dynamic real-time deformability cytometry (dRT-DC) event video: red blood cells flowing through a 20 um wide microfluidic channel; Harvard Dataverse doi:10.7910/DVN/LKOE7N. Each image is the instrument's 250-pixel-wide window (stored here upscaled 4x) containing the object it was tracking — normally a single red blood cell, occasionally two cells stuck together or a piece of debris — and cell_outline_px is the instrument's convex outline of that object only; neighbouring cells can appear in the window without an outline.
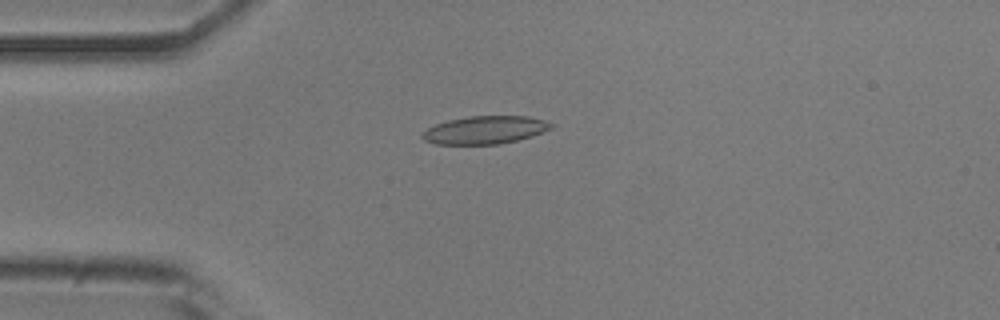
{"species": "common noctule bat (a hibernating species)", "species_latin": "Nyctalus noctula", "temperature_condition": "room temperature", "stored_images_in_passage": 52, "camera_frame_rate_fps": 3000, "um_per_image_px": 0.085, "animal": {"sex": "male", "body_mass_g": 20.5, "forearm_length_mm": 52.5}, "frame": {"image": 1, "passage_image": 13, "time_ms": 4.0, "image_size_px": [1000, 320], "cell_outline_px": [[556, 124], [552, 128], [532, 136], [500, 144], [436, 144], [424, 140], [420, 136], [428, 128], [436, 124], [448, 120], [468, 116], [528, 116], [544, 120]], "centroid_in_image_um": [41.25, 11.04], "position_along_channel_um": 43.8, "area_um2": 20.92}}
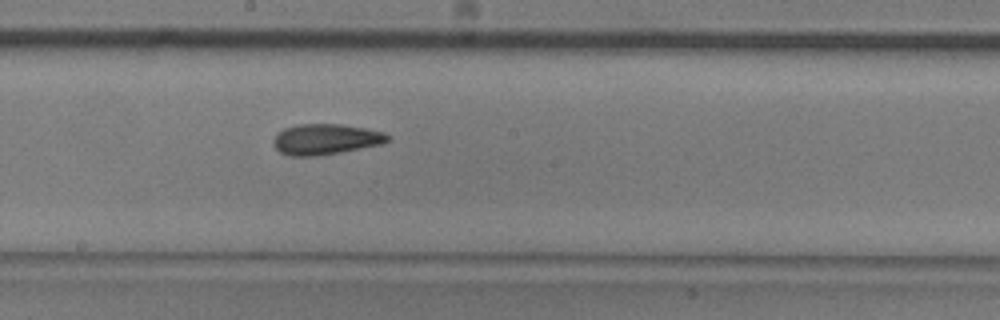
{"frame": {"image": 2, "passage_image": 28, "time_ms": 9.0, "image_size_px": [1000, 320], "cell_outline_px": [[392, 136], [384, 144], [340, 152], [316, 156], [288, 156], [280, 152], [272, 144], [272, 140], [276, 132], [284, 128], [300, 124], [340, 124], [364, 128], [384, 132]], "centroid_in_image_um": [27.66, 11.84], "position_along_channel_um": 220.5, "area_um2": 20.63}}
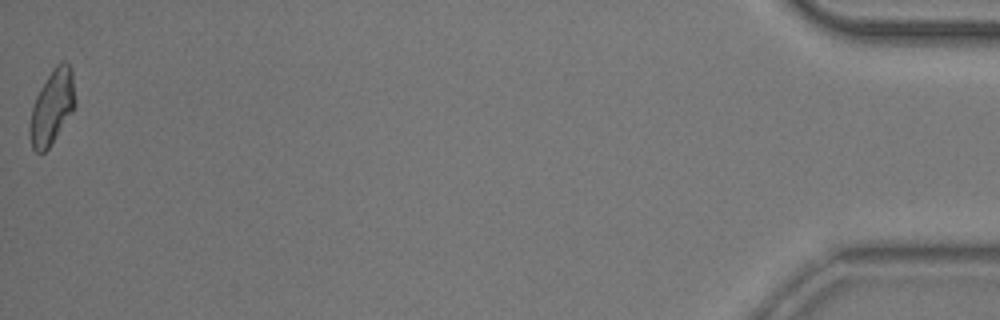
{"frame": {"image": 3, "passage_image": 52, "time_ms": 17.0, "image_size_px": [1000, 320], "cell_outline_px": [[76, 104], [72, 112], [48, 148], [44, 152], [36, 152], [32, 148], [28, 132], [28, 128], [32, 108], [36, 96], [40, 88], [52, 68], [60, 60], [64, 60], [68, 64], [72, 72], [76, 100]], "centroid_in_image_um": [4.41, 9.07], "position_along_channel_um": 430.8, "area_um2": 19.71}, "authors_computed_cell_mechanics": {"area_um2": 20.23, "velocity_mm_per_s": 3.877, "shape_relaxation_time_tau1_ms": null, "shape_relaxation_time_tau2_ms": 3.5909, "deformation_change_tau1": null, "deformation_change_tau2": 0.1052}}